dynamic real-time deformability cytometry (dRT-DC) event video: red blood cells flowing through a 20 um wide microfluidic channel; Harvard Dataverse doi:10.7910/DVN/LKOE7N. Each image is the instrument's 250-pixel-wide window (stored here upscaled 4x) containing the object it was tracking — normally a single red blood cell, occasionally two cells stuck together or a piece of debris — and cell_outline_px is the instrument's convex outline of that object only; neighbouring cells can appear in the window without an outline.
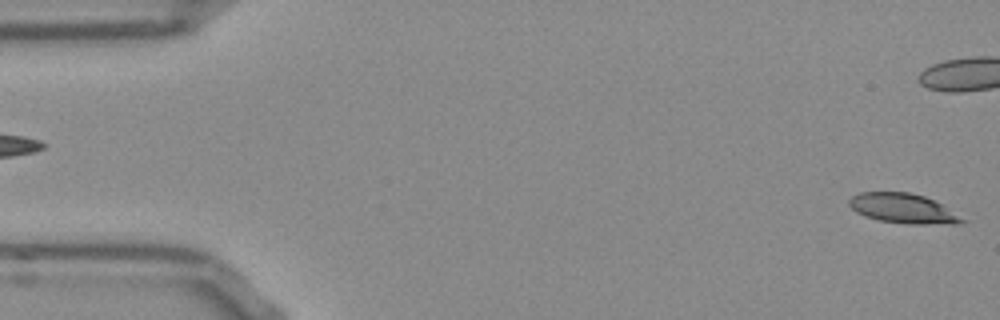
{"species": "Egyptian fruit bat (a non-hibernating species)", "species_latin": "Rousettus aegyptiacus", "temperature_condition": "room temperature", "stored_images_in_passage": 16, "camera_frame_rate_fps": 3000, "um_per_image_px": 0.085, "frame": {"image": 1, "passage_image": 1, "time_ms": 0.0, "image_size_px": [1000, 320], "cell_outline_px": [[968, 220], [956, 224], [908, 224], [880, 220], [864, 216], [856, 212], [848, 204], [848, 200], [852, 196], [860, 192], [908, 192], [924, 196], [936, 200], [944, 204]], "centroid_in_image_um": [76.82, 17.72], "position_along_channel_um": 8.2, "area_um2": 19.88}}